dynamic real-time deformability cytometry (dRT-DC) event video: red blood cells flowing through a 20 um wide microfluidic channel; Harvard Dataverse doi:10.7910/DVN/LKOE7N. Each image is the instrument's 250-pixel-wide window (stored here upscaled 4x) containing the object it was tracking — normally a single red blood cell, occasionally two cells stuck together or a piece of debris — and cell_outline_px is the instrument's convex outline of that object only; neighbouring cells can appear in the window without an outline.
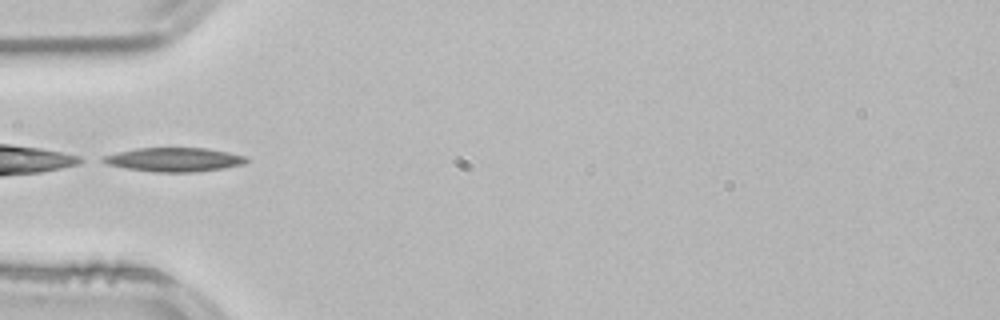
{"species": "common noctule bat (a hibernating species)", "species_latin": "Nyctalus noctula", "temperature_condition": "room temperature", "stored_images_in_passage": 35, "camera_frame_rate_fps": 3000, "um_per_image_px": 0.085, "animal": {"sex": "male", "body_mass_g": 21.5, "forearm_length_mm": 52.0}, "frame": {"image": 1, "passage_image": 1, "time_ms": 0.0, "image_size_px": [1000, 320], "cell_outline_px": [[248, 160], [244, 164], [224, 168], [196, 172], [152, 172], [124, 168], [108, 164], [100, 160], [104, 156], [136, 148], [208, 148], [248, 156]], "centroid_in_image_um": [14.85, 13.57], "position_along_channel_um": 70.2, "area_um2": 20.06}, "authors_computed_cell_mechanics": {"area_um2": 18.496, "velocity_mm_per_s": 3.8393, "shape_relaxation_time_tau1_ms": 4.5848, "shape_relaxation_time_tau2_ms": null, "deformation_change_tau1": 0.1158, "deformation_change_tau2": null}}